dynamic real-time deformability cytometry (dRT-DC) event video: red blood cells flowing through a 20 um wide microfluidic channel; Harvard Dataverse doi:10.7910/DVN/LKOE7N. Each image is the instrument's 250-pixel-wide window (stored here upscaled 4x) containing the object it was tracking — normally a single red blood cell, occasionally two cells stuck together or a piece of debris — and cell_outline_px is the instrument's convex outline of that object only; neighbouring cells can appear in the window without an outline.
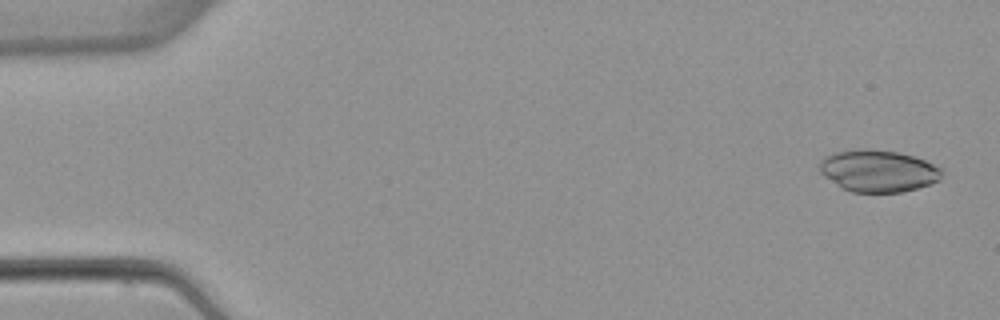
{"species": "common noctule bat (a hibernating species)", "species_latin": "Nyctalus noctula", "temperature_condition": "warm", "stored_images_in_passage": 5, "camera_frame_rate_fps": 3000, "um_per_image_px": 0.085, "animal": {"sex": "female", "body_mass_g": 22.7, "forearm_length_mm": 54.2}, "frame": {"image": 1, "passage_image": 1, "time_ms": 0.0, "image_size_px": [1000, 320], "cell_outline_px": [[944, 172], [940, 180], [932, 184], [900, 192], [852, 192], [844, 188], [824, 176], [820, 172], [820, 160], [824, 156], [832, 152], [856, 148], [872, 148], [900, 152], [924, 160], [944, 168]], "centroid_in_image_um": [74.67, 14.5], "position_along_channel_um": 10.3, "area_um2": 30.29}}
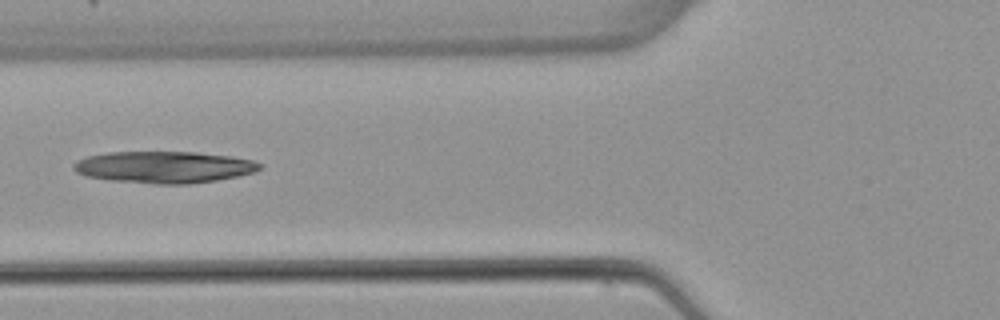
{"frame": {"image": 2, "passage_image": 5, "time_ms": 6.0, "image_size_px": [1000, 320], "cell_outline_px": [[264, 164], [260, 168], [252, 172], [236, 176], [216, 180], [188, 184], [156, 184], [112, 180], [88, 176], [76, 172], [72, 168], [72, 164], [88, 156], [108, 152], [196, 152], [232, 156], [252, 160]], "centroid_in_image_um": [13.95, 14.2], "position_along_channel_um": 111.8, "area_um2": 34.22}}